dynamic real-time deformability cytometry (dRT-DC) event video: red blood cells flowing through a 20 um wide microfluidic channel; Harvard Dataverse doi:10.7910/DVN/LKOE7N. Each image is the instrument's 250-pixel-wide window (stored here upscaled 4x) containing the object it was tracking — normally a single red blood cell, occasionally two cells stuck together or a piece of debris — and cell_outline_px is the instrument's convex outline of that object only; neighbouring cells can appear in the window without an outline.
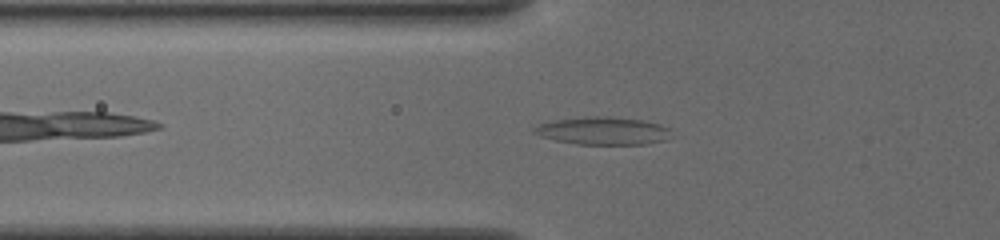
{"species": "common noctule bat (a hibernating species)", "species_latin": "Nyctalus noctula", "temperature_condition": "cold", "stored_images_in_passage": 36, "camera_frame_rate_fps": 3000, "um_per_image_px": 0.085, "animal": {"sex": "female", "body_mass_g": 19.5, "forearm_length_mm": 54.1}, "frame": {"image": 1, "passage_image": 4, "time_ms": 1.0, "image_size_px": [1000, 240], "cell_outline_px": [[668, 128], [664, 140], [644, 144], [576, 144], [556, 140], [540, 136], [532, 132], [532, 128], [540, 124], [556, 120], [584, 116], [612, 116], [640, 120], [660, 124]], "centroid_in_image_um": [51.17, 11.11], "position_along_channel_um": 74.6, "area_um2": 21.85}}
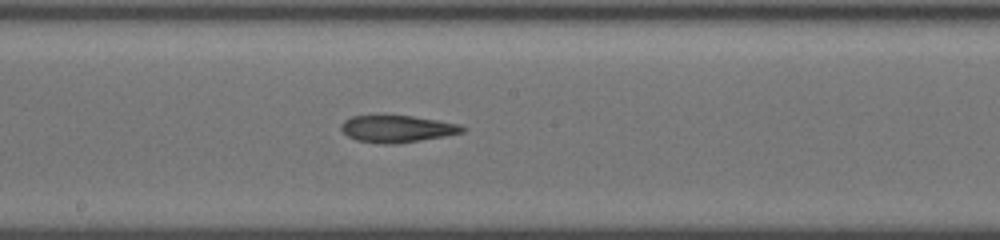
{"frame": {"image": 2, "passage_image": 15, "time_ms": 4.667, "image_size_px": [1000, 240], "cell_outline_px": [[468, 128], [464, 132], [444, 136], [400, 144], [380, 144], [356, 140], [348, 136], [340, 128], [340, 124], [344, 120], [352, 116], [412, 116], [460, 124]], "centroid_in_image_um": [33.76, 10.96], "position_along_channel_um": 214.4, "area_um2": 19.13}}
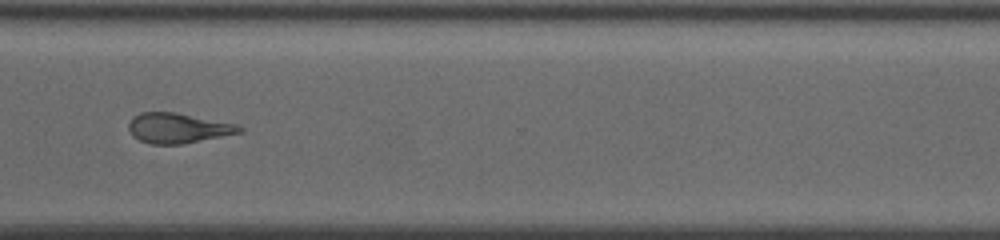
{"frame": {"image": 3, "passage_image": 26, "time_ms": 8.333, "image_size_px": [1000, 240], "cell_outline_px": [[244, 132], [184, 144], [152, 144], [140, 140], [132, 136], [128, 128], [128, 124], [140, 112], [176, 112], [236, 124], [244, 128]], "centroid_in_image_um": [15.16, 10.89], "position_along_channel_um": 355.4, "area_um2": 19.42}}